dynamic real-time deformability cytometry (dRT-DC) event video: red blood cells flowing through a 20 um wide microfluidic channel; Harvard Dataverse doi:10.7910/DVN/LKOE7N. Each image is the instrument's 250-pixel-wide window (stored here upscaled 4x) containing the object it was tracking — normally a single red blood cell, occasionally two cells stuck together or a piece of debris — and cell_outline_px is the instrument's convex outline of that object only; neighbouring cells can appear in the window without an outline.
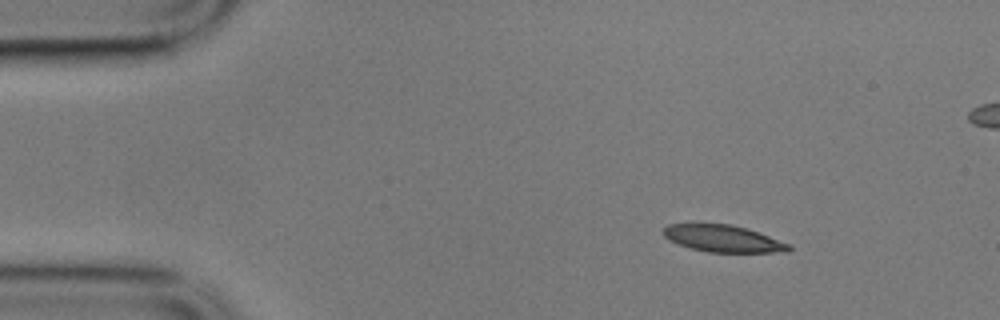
{"species": "common noctule bat (a hibernating species)", "species_latin": "Nyctalus noctula", "temperature_condition": "cold", "stored_images_in_passage": 4, "camera_frame_rate_fps": 3000, "um_per_image_px": 0.085, "animal": {"sex": "male", "body_mass_g": 17.9}, "frame": {"image": 1, "passage_image": 1, "time_ms": 0.0, "image_size_px": [1000, 320], "cell_outline_px": [[792, 248], [788, 252], [708, 252], [692, 248], [668, 240], [664, 236], [664, 228], [668, 224], [728, 224], [744, 228], [792, 244]], "centroid_in_image_um": [61.49, 20.29], "position_along_channel_um": 23.5, "area_um2": 19.36}}